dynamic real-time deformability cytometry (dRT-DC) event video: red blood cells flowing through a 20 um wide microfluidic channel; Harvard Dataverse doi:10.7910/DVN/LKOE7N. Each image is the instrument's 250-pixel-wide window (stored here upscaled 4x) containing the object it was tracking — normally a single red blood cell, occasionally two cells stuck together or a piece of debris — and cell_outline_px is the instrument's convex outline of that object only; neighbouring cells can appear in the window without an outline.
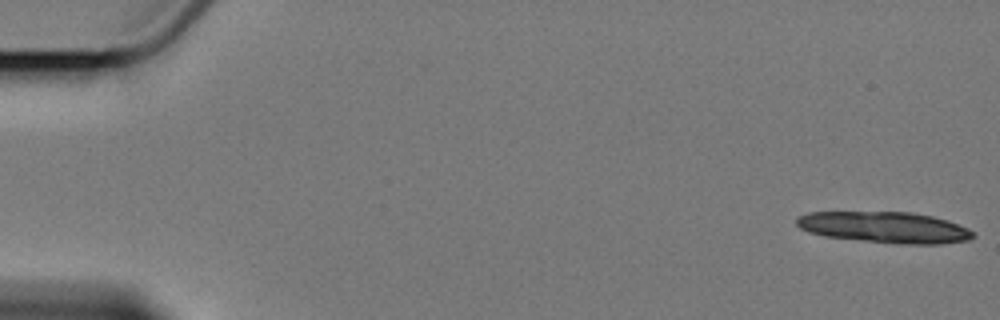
{"species": "Egyptian fruit bat (a non-hibernating species)", "species_latin": "Rousettus aegyptiacus", "temperature_condition": "cold", "stored_images_in_passage": 4, "camera_frame_rate_fps": 3000, "um_per_image_px": 0.085, "animal": {"sex": "female"}, "frame": {"image": 1, "passage_image": 1, "time_ms": 0.0, "image_size_px": [1000, 320], "cell_outline_px": [[976, 236], [968, 240], [940, 244], [896, 244], [824, 236], [808, 232], [800, 228], [796, 224], [796, 220], [800, 216], [808, 212], [912, 212], [932, 216], [948, 220], [968, 228]], "centroid_in_image_um": [75.21, 19.32], "position_along_channel_um": 9.8, "area_um2": 32.14}}